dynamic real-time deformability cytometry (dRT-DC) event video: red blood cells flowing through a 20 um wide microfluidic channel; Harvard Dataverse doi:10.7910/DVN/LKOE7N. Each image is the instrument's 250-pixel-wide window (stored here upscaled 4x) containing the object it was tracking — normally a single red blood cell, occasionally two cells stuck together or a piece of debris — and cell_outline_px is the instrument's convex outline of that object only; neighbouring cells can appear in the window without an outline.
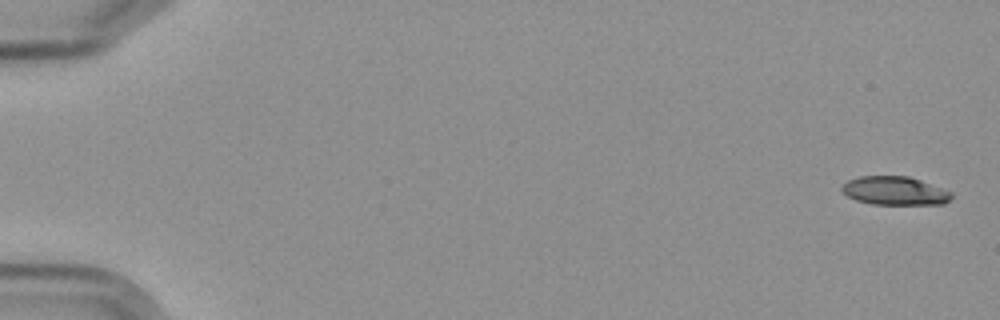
{"species": "Egyptian fruit bat (a non-hibernating species)", "species_latin": "Rousettus aegyptiacus", "temperature_condition": "cold", "stored_images_in_passage": 6, "camera_frame_rate_fps": 3000, "um_per_image_px": 0.085, "frame": {"image": 1, "passage_image": 1, "time_ms": 0.0, "image_size_px": [1000, 320], "cell_outline_px": [[952, 196], [944, 204], [872, 204], [856, 200], [848, 196], [840, 188], [848, 180], [860, 176], [908, 176], [920, 180], [952, 192]], "centroid_in_image_um": [76.05, 16.21], "position_along_channel_um": 9.0, "area_um2": 18.03}}